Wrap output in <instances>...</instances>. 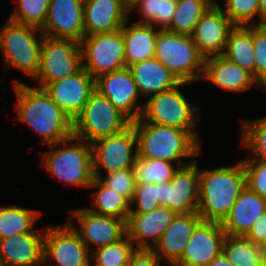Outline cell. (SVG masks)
Listing matches in <instances>:
<instances>
[{
    "label": "cell",
    "mask_w": 266,
    "mask_h": 266,
    "mask_svg": "<svg viewBox=\"0 0 266 266\" xmlns=\"http://www.w3.org/2000/svg\"><path fill=\"white\" fill-rule=\"evenodd\" d=\"M16 119L31 127L52 149L73 135L72 119L40 87L13 80Z\"/></svg>",
    "instance_id": "1"
},
{
    "label": "cell",
    "mask_w": 266,
    "mask_h": 266,
    "mask_svg": "<svg viewBox=\"0 0 266 266\" xmlns=\"http://www.w3.org/2000/svg\"><path fill=\"white\" fill-rule=\"evenodd\" d=\"M137 134L138 157L143 159H161L174 162L177 167L187 165L200 155L201 146L197 133L194 130L158 125L144 122L140 118L133 121ZM192 161L183 163L184 158Z\"/></svg>",
    "instance_id": "2"
},
{
    "label": "cell",
    "mask_w": 266,
    "mask_h": 266,
    "mask_svg": "<svg viewBox=\"0 0 266 266\" xmlns=\"http://www.w3.org/2000/svg\"><path fill=\"white\" fill-rule=\"evenodd\" d=\"M245 185L242 160L234 166L199 169L197 213L203 221L223 223Z\"/></svg>",
    "instance_id": "3"
},
{
    "label": "cell",
    "mask_w": 266,
    "mask_h": 266,
    "mask_svg": "<svg viewBox=\"0 0 266 266\" xmlns=\"http://www.w3.org/2000/svg\"><path fill=\"white\" fill-rule=\"evenodd\" d=\"M71 136L60 147L41 154L43 167L51 175L75 186L89 187L94 180L93 154L90 143ZM69 142V143H68Z\"/></svg>",
    "instance_id": "4"
},
{
    "label": "cell",
    "mask_w": 266,
    "mask_h": 266,
    "mask_svg": "<svg viewBox=\"0 0 266 266\" xmlns=\"http://www.w3.org/2000/svg\"><path fill=\"white\" fill-rule=\"evenodd\" d=\"M155 58L180 82L190 84L201 80L205 58L198 52L190 35L160 29L156 38Z\"/></svg>",
    "instance_id": "5"
},
{
    "label": "cell",
    "mask_w": 266,
    "mask_h": 266,
    "mask_svg": "<svg viewBox=\"0 0 266 266\" xmlns=\"http://www.w3.org/2000/svg\"><path fill=\"white\" fill-rule=\"evenodd\" d=\"M130 124L131 121L95 89L73 121V136L91 144L123 131Z\"/></svg>",
    "instance_id": "6"
},
{
    "label": "cell",
    "mask_w": 266,
    "mask_h": 266,
    "mask_svg": "<svg viewBox=\"0 0 266 266\" xmlns=\"http://www.w3.org/2000/svg\"><path fill=\"white\" fill-rule=\"evenodd\" d=\"M43 37L41 29L37 27L8 20L0 29V50L6 65L34 79L39 72Z\"/></svg>",
    "instance_id": "7"
},
{
    "label": "cell",
    "mask_w": 266,
    "mask_h": 266,
    "mask_svg": "<svg viewBox=\"0 0 266 266\" xmlns=\"http://www.w3.org/2000/svg\"><path fill=\"white\" fill-rule=\"evenodd\" d=\"M82 69L80 43L71 39L44 36L41 43L39 72L34 78L37 87L70 77Z\"/></svg>",
    "instance_id": "8"
},
{
    "label": "cell",
    "mask_w": 266,
    "mask_h": 266,
    "mask_svg": "<svg viewBox=\"0 0 266 266\" xmlns=\"http://www.w3.org/2000/svg\"><path fill=\"white\" fill-rule=\"evenodd\" d=\"M188 84L180 82L177 86L147 98L140 119L144 122L171 126L182 130H195L197 106L190 104L179 86Z\"/></svg>",
    "instance_id": "9"
},
{
    "label": "cell",
    "mask_w": 266,
    "mask_h": 266,
    "mask_svg": "<svg viewBox=\"0 0 266 266\" xmlns=\"http://www.w3.org/2000/svg\"><path fill=\"white\" fill-rule=\"evenodd\" d=\"M82 68L95 79L100 75L126 68L121 30L85 36L80 42Z\"/></svg>",
    "instance_id": "10"
},
{
    "label": "cell",
    "mask_w": 266,
    "mask_h": 266,
    "mask_svg": "<svg viewBox=\"0 0 266 266\" xmlns=\"http://www.w3.org/2000/svg\"><path fill=\"white\" fill-rule=\"evenodd\" d=\"M67 218L66 224L45 228L43 266H92L91 251L72 226L71 217ZM51 259L57 265L49 263Z\"/></svg>",
    "instance_id": "11"
},
{
    "label": "cell",
    "mask_w": 266,
    "mask_h": 266,
    "mask_svg": "<svg viewBox=\"0 0 266 266\" xmlns=\"http://www.w3.org/2000/svg\"><path fill=\"white\" fill-rule=\"evenodd\" d=\"M91 146L95 178L102 177L99 167L104 168L106 174L134 168L138 151L137 134L132 122L123 131L98 139L91 143Z\"/></svg>",
    "instance_id": "12"
},
{
    "label": "cell",
    "mask_w": 266,
    "mask_h": 266,
    "mask_svg": "<svg viewBox=\"0 0 266 266\" xmlns=\"http://www.w3.org/2000/svg\"><path fill=\"white\" fill-rule=\"evenodd\" d=\"M199 168L197 161L178 167L172 179L158 183V203L177 214L197 212Z\"/></svg>",
    "instance_id": "13"
},
{
    "label": "cell",
    "mask_w": 266,
    "mask_h": 266,
    "mask_svg": "<svg viewBox=\"0 0 266 266\" xmlns=\"http://www.w3.org/2000/svg\"><path fill=\"white\" fill-rule=\"evenodd\" d=\"M95 89L131 122L141 117L144 104L137 106L141 96L128 67L95 78Z\"/></svg>",
    "instance_id": "14"
},
{
    "label": "cell",
    "mask_w": 266,
    "mask_h": 266,
    "mask_svg": "<svg viewBox=\"0 0 266 266\" xmlns=\"http://www.w3.org/2000/svg\"><path fill=\"white\" fill-rule=\"evenodd\" d=\"M70 213L75 217L79 229L72 226L90 251L92 245L98 249L116 243L126 236L125 220L95 214L87 208L70 210Z\"/></svg>",
    "instance_id": "15"
},
{
    "label": "cell",
    "mask_w": 266,
    "mask_h": 266,
    "mask_svg": "<svg viewBox=\"0 0 266 266\" xmlns=\"http://www.w3.org/2000/svg\"><path fill=\"white\" fill-rule=\"evenodd\" d=\"M84 0H50L43 36L80 42L85 37Z\"/></svg>",
    "instance_id": "16"
},
{
    "label": "cell",
    "mask_w": 266,
    "mask_h": 266,
    "mask_svg": "<svg viewBox=\"0 0 266 266\" xmlns=\"http://www.w3.org/2000/svg\"><path fill=\"white\" fill-rule=\"evenodd\" d=\"M234 27L222 10V5H211L201 16L191 36L204 58L222 55L228 35Z\"/></svg>",
    "instance_id": "17"
},
{
    "label": "cell",
    "mask_w": 266,
    "mask_h": 266,
    "mask_svg": "<svg viewBox=\"0 0 266 266\" xmlns=\"http://www.w3.org/2000/svg\"><path fill=\"white\" fill-rule=\"evenodd\" d=\"M44 90L74 121L83 110L90 94L95 90V79L85 68H82L70 77L49 83Z\"/></svg>",
    "instance_id": "18"
},
{
    "label": "cell",
    "mask_w": 266,
    "mask_h": 266,
    "mask_svg": "<svg viewBox=\"0 0 266 266\" xmlns=\"http://www.w3.org/2000/svg\"><path fill=\"white\" fill-rule=\"evenodd\" d=\"M226 233L222 223L202 221L175 266H206L222 252Z\"/></svg>",
    "instance_id": "19"
},
{
    "label": "cell",
    "mask_w": 266,
    "mask_h": 266,
    "mask_svg": "<svg viewBox=\"0 0 266 266\" xmlns=\"http://www.w3.org/2000/svg\"><path fill=\"white\" fill-rule=\"evenodd\" d=\"M176 214L164 206L148 213H129L126 220V236L134 246L136 245V249L152 250Z\"/></svg>",
    "instance_id": "20"
},
{
    "label": "cell",
    "mask_w": 266,
    "mask_h": 266,
    "mask_svg": "<svg viewBox=\"0 0 266 266\" xmlns=\"http://www.w3.org/2000/svg\"><path fill=\"white\" fill-rule=\"evenodd\" d=\"M129 14L125 0H84L85 36L118 31Z\"/></svg>",
    "instance_id": "21"
},
{
    "label": "cell",
    "mask_w": 266,
    "mask_h": 266,
    "mask_svg": "<svg viewBox=\"0 0 266 266\" xmlns=\"http://www.w3.org/2000/svg\"><path fill=\"white\" fill-rule=\"evenodd\" d=\"M44 232L33 230L0 239V260L5 266H43Z\"/></svg>",
    "instance_id": "22"
},
{
    "label": "cell",
    "mask_w": 266,
    "mask_h": 266,
    "mask_svg": "<svg viewBox=\"0 0 266 266\" xmlns=\"http://www.w3.org/2000/svg\"><path fill=\"white\" fill-rule=\"evenodd\" d=\"M203 221L197 212L176 214L152 251L174 265L181 257L196 227ZM163 257V258H162Z\"/></svg>",
    "instance_id": "23"
},
{
    "label": "cell",
    "mask_w": 266,
    "mask_h": 266,
    "mask_svg": "<svg viewBox=\"0 0 266 266\" xmlns=\"http://www.w3.org/2000/svg\"><path fill=\"white\" fill-rule=\"evenodd\" d=\"M201 80L210 81L224 91L241 92L255 86L262 88L253 75L222 55L210 56L204 59Z\"/></svg>",
    "instance_id": "24"
},
{
    "label": "cell",
    "mask_w": 266,
    "mask_h": 266,
    "mask_svg": "<svg viewBox=\"0 0 266 266\" xmlns=\"http://www.w3.org/2000/svg\"><path fill=\"white\" fill-rule=\"evenodd\" d=\"M265 212L266 199L245 185L228 217L222 223L223 229L228 235L245 236L256 220Z\"/></svg>",
    "instance_id": "25"
},
{
    "label": "cell",
    "mask_w": 266,
    "mask_h": 266,
    "mask_svg": "<svg viewBox=\"0 0 266 266\" xmlns=\"http://www.w3.org/2000/svg\"><path fill=\"white\" fill-rule=\"evenodd\" d=\"M141 96L150 97L177 86L180 81L157 58L128 66Z\"/></svg>",
    "instance_id": "26"
},
{
    "label": "cell",
    "mask_w": 266,
    "mask_h": 266,
    "mask_svg": "<svg viewBox=\"0 0 266 266\" xmlns=\"http://www.w3.org/2000/svg\"><path fill=\"white\" fill-rule=\"evenodd\" d=\"M129 19L122 28L124 40L125 64L128 67L144 60L155 58L156 38L159 31L154 30L151 24L133 23Z\"/></svg>",
    "instance_id": "27"
},
{
    "label": "cell",
    "mask_w": 266,
    "mask_h": 266,
    "mask_svg": "<svg viewBox=\"0 0 266 266\" xmlns=\"http://www.w3.org/2000/svg\"><path fill=\"white\" fill-rule=\"evenodd\" d=\"M222 56L250 72L255 79L253 25L235 26L228 35Z\"/></svg>",
    "instance_id": "28"
},
{
    "label": "cell",
    "mask_w": 266,
    "mask_h": 266,
    "mask_svg": "<svg viewBox=\"0 0 266 266\" xmlns=\"http://www.w3.org/2000/svg\"><path fill=\"white\" fill-rule=\"evenodd\" d=\"M97 188V192L91 194L94 208H87L99 215L112 216L121 220H127L130 213V200L119 192L107 187L99 178H94L89 188Z\"/></svg>",
    "instance_id": "29"
},
{
    "label": "cell",
    "mask_w": 266,
    "mask_h": 266,
    "mask_svg": "<svg viewBox=\"0 0 266 266\" xmlns=\"http://www.w3.org/2000/svg\"><path fill=\"white\" fill-rule=\"evenodd\" d=\"M222 252L233 266H266L265 250L245 236L226 234Z\"/></svg>",
    "instance_id": "30"
},
{
    "label": "cell",
    "mask_w": 266,
    "mask_h": 266,
    "mask_svg": "<svg viewBox=\"0 0 266 266\" xmlns=\"http://www.w3.org/2000/svg\"><path fill=\"white\" fill-rule=\"evenodd\" d=\"M176 6L177 0H135L129 5V13L137 10L143 19L137 23L156 25L165 30L171 24Z\"/></svg>",
    "instance_id": "31"
},
{
    "label": "cell",
    "mask_w": 266,
    "mask_h": 266,
    "mask_svg": "<svg viewBox=\"0 0 266 266\" xmlns=\"http://www.w3.org/2000/svg\"><path fill=\"white\" fill-rule=\"evenodd\" d=\"M41 215L39 211L18 206L0 208V239L33 231V225Z\"/></svg>",
    "instance_id": "32"
},
{
    "label": "cell",
    "mask_w": 266,
    "mask_h": 266,
    "mask_svg": "<svg viewBox=\"0 0 266 266\" xmlns=\"http://www.w3.org/2000/svg\"><path fill=\"white\" fill-rule=\"evenodd\" d=\"M209 7L205 0H177L171 24L165 30L191 36L196 24Z\"/></svg>",
    "instance_id": "33"
},
{
    "label": "cell",
    "mask_w": 266,
    "mask_h": 266,
    "mask_svg": "<svg viewBox=\"0 0 266 266\" xmlns=\"http://www.w3.org/2000/svg\"><path fill=\"white\" fill-rule=\"evenodd\" d=\"M177 169L172 162L161 159H143L137 156L134 163L136 182L144 184L168 182Z\"/></svg>",
    "instance_id": "34"
},
{
    "label": "cell",
    "mask_w": 266,
    "mask_h": 266,
    "mask_svg": "<svg viewBox=\"0 0 266 266\" xmlns=\"http://www.w3.org/2000/svg\"><path fill=\"white\" fill-rule=\"evenodd\" d=\"M136 250L134 243L125 236L116 243L109 244L91 252V259H94L95 266H119L129 264L131 256Z\"/></svg>",
    "instance_id": "35"
},
{
    "label": "cell",
    "mask_w": 266,
    "mask_h": 266,
    "mask_svg": "<svg viewBox=\"0 0 266 266\" xmlns=\"http://www.w3.org/2000/svg\"><path fill=\"white\" fill-rule=\"evenodd\" d=\"M242 148L249 149L254 158L266 161V117L242 121Z\"/></svg>",
    "instance_id": "36"
},
{
    "label": "cell",
    "mask_w": 266,
    "mask_h": 266,
    "mask_svg": "<svg viewBox=\"0 0 266 266\" xmlns=\"http://www.w3.org/2000/svg\"><path fill=\"white\" fill-rule=\"evenodd\" d=\"M18 7L15 8L8 20L37 27L41 29L47 18L50 0H17Z\"/></svg>",
    "instance_id": "37"
},
{
    "label": "cell",
    "mask_w": 266,
    "mask_h": 266,
    "mask_svg": "<svg viewBox=\"0 0 266 266\" xmlns=\"http://www.w3.org/2000/svg\"><path fill=\"white\" fill-rule=\"evenodd\" d=\"M260 0H224L222 8L234 26H251L252 19L259 16ZM252 23V24H251Z\"/></svg>",
    "instance_id": "38"
},
{
    "label": "cell",
    "mask_w": 266,
    "mask_h": 266,
    "mask_svg": "<svg viewBox=\"0 0 266 266\" xmlns=\"http://www.w3.org/2000/svg\"><path fill=\"white\" fill-rule=\"evenodd\" d=\"M255 80L266 90V25H253Z\"/></svg>",
    "instance_id": "39"
},
{
    "label": "cell",
    "mask_w": 266,
    "mask_h": 266,
    "mask_svg": "<svg viewBox=\"0 0 266 266\" xmlns=\"http://www.w3.org/2000/svg\"><path fill=\"white\" fill-rule=\"evenodd\" d=\"M130 203V213H148L160 207L158 203V184L136 183L134 196ZM134 203L136 205V210L132 208Z\"/></svg>",
    "instance_id": "40"
},
{
    "label": "cell",
    "mask_w": 266,
    "mask_h": 266,
    "mask_svg": "<svg viewBox=\"0 0 266 266\" xmlns=\"http://www.w3.org/2000/svg\"><path fill=\"white\" fill-rule=\"evenodd\" d=\"M245 175L246 185L266 199V161L259 159H244L242 160Z\"/></svg>",
    "instance_id": "41"
},
{
    "label": "cell",
    "mask_w": 266,
    "mask_h": 266,
    "mask_svg": "<svg viewBox=\"0 0 266 266\" xmlns=\"http://www.w3.org/2000/svg\"><path fill=\"white\" fill-rule=\"evenodd\" d=\"M99 179L107 187L132 200L137 183L134 168L107 173L104 180L102 177Z\"/></svg>",
    "instance_id": "42"
},
{
    "label": "cell",
    "mask_w": 266,
    "mask_h": 266,
    "mask_svg": "<svg viewBox=\"0 0 266 266\" xmlns=\"http://www.w3.org/2000/svg\"><path fill=\"white\" fill-rule=\"evenodd\" d=\"M245 237L255 245L266 248V212L263 213L251 227Z\"/></svg>",
    "instance_id": "43"
},
{
    "label": "cell",
    "mask_w": 266,
    "mask_h": 266,
    "mask_svg": "<svg viewBox=\"0 0 266 266\" xmlns=\"http://www.w3.org/2000/svg\"><path fill=\"white\" fill-rule=\"evenodd\" d=\"M161 259L152 251L137 249L131 256L129 266H160Z\"/></svg>",
    "instance_id": "44"
},
{
    "label": "cell",
    "mask_w": 266,
    "mask_h": 266,
    "mask_svg": "<svg viewBox=\"0 0 266 266\" xmlns=\"http://www.w3.org/2000/svg\"><path fill=\"white\" fill-rule=\"evenodd\" d=\"M206 266H233V264L227 259L224 253L221 252Z\"/></svg>",
    "instance_id": "45"
},
{
    "label": "cell",
    "mask_w": 266,
    "mask_h": 266,
    "mask_svg": "<svg viewBox=\"0 0 266 266\" xmlns=\"http://www.w3.org/2000/svg\"><path fill=\"white\" fill-rule=\"evenodd\" d=\"M259 17L261 20L253 25H266V0L259 1Z\"/></svg>",
    "instance_id": "46"
},
{
    "label": "cell",
    "mask_w": 266,
    "mask_h": 266,
    "mask_svg": "<svg viewBox=\"0 0 266 266\" xmlns=\"http://www.w3.org/2000/svg\"><path fill=\"white\" fill-rule=\"evenodd\" d=\"M210 6L211 5H216L218 2L216 0H205Z\"/></svg>",
    "instance_id": "47"
},
{
    "label": "cell",
    "mask_w": 266,
    "mask_h": 266,
    "mask_svg": "<svg viewBox=\"0 0 266 266\" xmlns=\"http://www.w3.org/2000/svg\"><path fill=\"white\" fill-rule=\"evenodd\" d=\"M135 0H125V2L130 5L132 2H134Z\"/></svg>",
    "instance_id": "48"
},
{
    "label": "cell",
    "mask_w": 266,
    "mask_h": 266,
    "mask_svg": "<svg viewBox=\"0 0 266 266\" xmlns=\"http://www.w3.org/2000/svg\"><path fill=\"white\" fill-rule=\"evenodd\" d=\"M0 266H5V264L0 260Z\"/></svg>",
    "instance_id": "49"
}]
</instances>
